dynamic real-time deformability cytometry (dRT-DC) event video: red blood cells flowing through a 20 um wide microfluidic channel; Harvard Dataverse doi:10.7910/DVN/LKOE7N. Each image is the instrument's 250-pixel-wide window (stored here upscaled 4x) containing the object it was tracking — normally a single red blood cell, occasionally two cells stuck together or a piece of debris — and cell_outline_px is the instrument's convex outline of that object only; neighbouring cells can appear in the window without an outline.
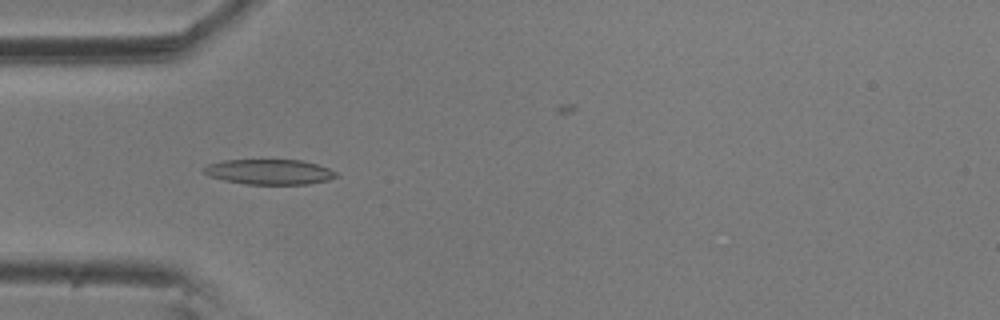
{"species": "common noctule bat (a hibernating species)", "species_latin": "Nyctalus noctula", "temperature_condition": "room temperature", "stored_images_in_passage": 5, "camera_frame_rate_fps": 3000, "um_per_image_px": 0.085, "animal": {"sex": "male", "body_mass_g": 20.5, "forearm_length_mm": 52.5}, "frame": {"image": 1, "passage_image": 4, "time_ms": 1.0, "image_size_px": [1000, 320], "cell_outline_px": [[340, 176], [328, 180], [308, 184], [244, 184], [224, 180], [208, 176], [200, 168], [208, 164], [224, 160], [300, 160], [316, 164], [328, 168], [336, 172]], "centroid_in_image_um": [22.88, 14.61], "position_along_channel_um": 62.1, "area_um2": 19.48}}
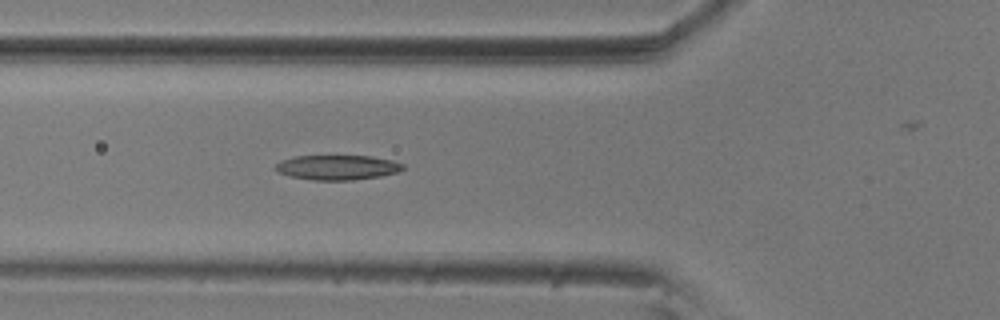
{"frame": {"image": 2, "passage_image": 5, "time_ms": 1.333, "image_size_px": [1000, 320], "cell_outline_px": [[404, 168], [400, 172], [380, 176], [352, 180], [312, 180], [292, 176], [280, 172], [272, 168], [280, 160], [296, 156], [372, 156], [392, 160], [404, 164]], "centroid_in_image_um": [28.7, 14.22], "position_along_channel_um": 97.1, "area_um2": 18.44}}